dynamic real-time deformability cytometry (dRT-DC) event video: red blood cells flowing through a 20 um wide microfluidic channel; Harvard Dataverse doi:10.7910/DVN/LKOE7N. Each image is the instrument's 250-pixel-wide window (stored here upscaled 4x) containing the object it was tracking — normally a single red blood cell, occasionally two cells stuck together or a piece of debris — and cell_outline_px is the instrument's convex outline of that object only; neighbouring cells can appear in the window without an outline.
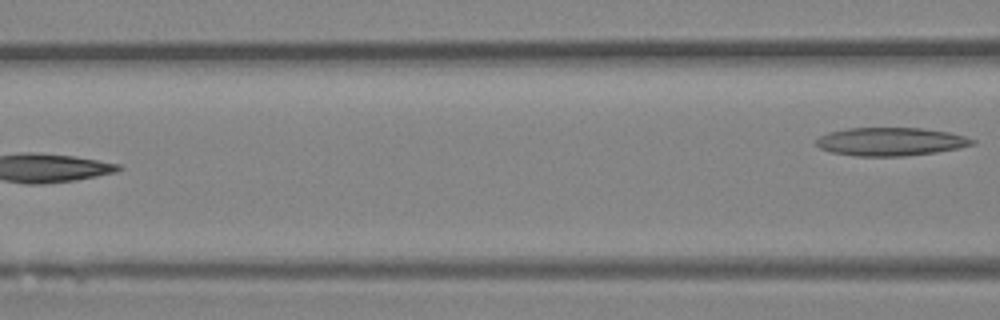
{"species": "Egyptian fruit bat (a non-hibernating species)", "species_latin": "Rousettus aegyptiacus", "temperature_condition": "room temperature", "stored_images_in_passage": 6, "camera_frame_rate_fps": 3000, "um_per_image_px": 0.085, "animal": {"sex": "female"}, "frame": {"image": 1, "passage_image": 6, "time_ms": 1.667, "image_size_px": [1000, 320], "cell_outline_px": [[976, 144], [936, 152], [904, 156], [856, 156], [832, 152], [820, 148], [816, 144], [816, 140], [820, 136], [828, 132], [848, 128], [924, 128], [948, 132], [964, 136], [976, 140]], "centroid_in_image_um": [75.7, 12.03], "position_along_channel_um": 90.9, "area_um2": 25.61}}